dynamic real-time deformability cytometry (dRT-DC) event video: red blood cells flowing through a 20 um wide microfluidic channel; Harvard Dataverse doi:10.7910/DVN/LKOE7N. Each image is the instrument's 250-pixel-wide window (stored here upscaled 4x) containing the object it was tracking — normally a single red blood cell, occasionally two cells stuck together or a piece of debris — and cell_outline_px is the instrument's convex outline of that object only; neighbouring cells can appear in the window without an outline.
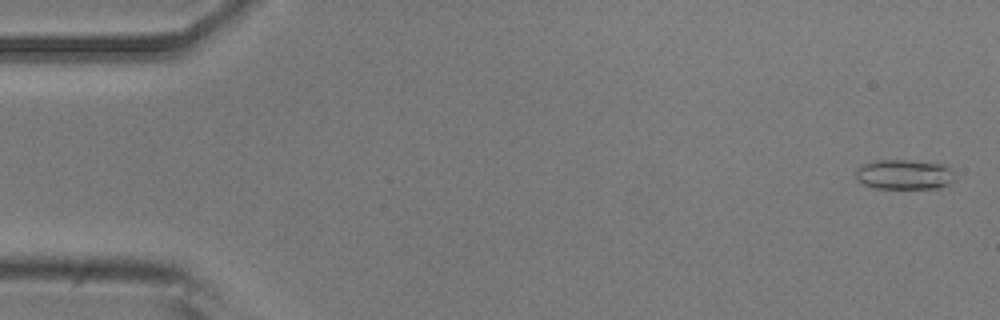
{"species": "common noctule bat (a hibernating species)", "species_latin": "Nyctalus noctula", "temperature_condition": "room temperature", "stored_images_in_passage": 50, "camera_frame_rate_fps": 3000, "um_per_image_px": 0.085, "animal": {"sex": "male", "body_mass_g": 20.5, "forearm_length_mm": 52.5}, "frame": {"image": 1, "passage_image": 2, "time_ms": 0.333, "image_size_px": [1000, 320], "cell_outline_px": [[952, 184], [940, 188], [876, 188], [864, 184], [856, 180], [856, 168], [860, 164], [876, 160], [908, 160], [944, 164], [952, 172]], "centroid_in_image_um": [76.82, 14.83], "position_along_channel_um": 8.2, "area_um2": 17.34}}
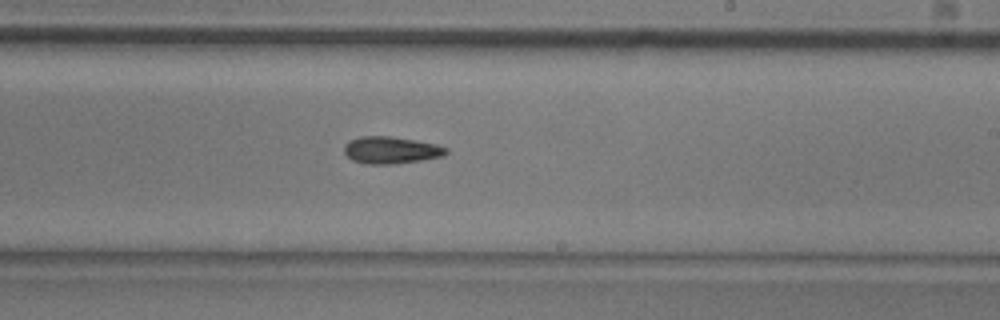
{"frame": {"image": 2, "passage_image": 31, "time_ms": 10.0, "image_size_px": [1000, 320], "cell_outline_px": [[448, 152], [444, 156], [420, 160], [392, 164], [364, 164], [352, 160], [344, 152], [344, 144], [348, 140], [360, 136], [388, 136], [416, 140], [436, 144], [448, 148]], "centroid_in_image_um": [33.21, 12.75], "position_along_channel_um": 255.8, "area_um2": 16.18}}
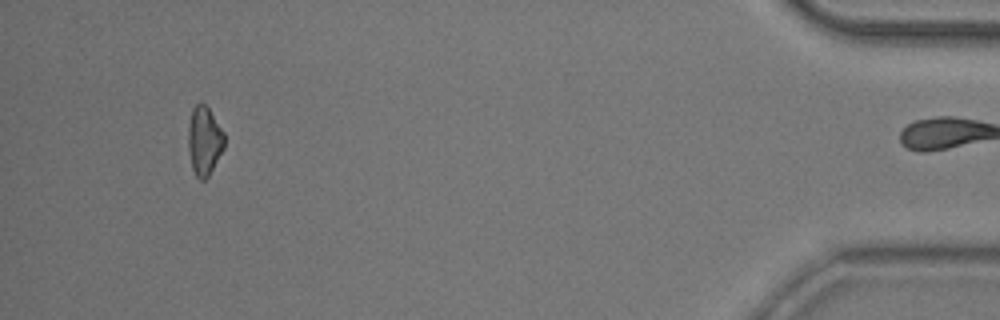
{"frame": {"image": 3, "passage_image": 49, "time_ms": 16.0, "image_size_px": [1000, 320], "cell_outline_px": [[224, 148], [208, 176], [204, 180], [200, 180], [196, 176], [192, 168], [188, 148], [188, 124], [192, 108], [196, 104], [204, 104], [208, 108], [224, 132]], "centroid_in_image_um": [17.35, 11.97], "position_along_channel_um": 417.9, "area_um2": 14.39}}